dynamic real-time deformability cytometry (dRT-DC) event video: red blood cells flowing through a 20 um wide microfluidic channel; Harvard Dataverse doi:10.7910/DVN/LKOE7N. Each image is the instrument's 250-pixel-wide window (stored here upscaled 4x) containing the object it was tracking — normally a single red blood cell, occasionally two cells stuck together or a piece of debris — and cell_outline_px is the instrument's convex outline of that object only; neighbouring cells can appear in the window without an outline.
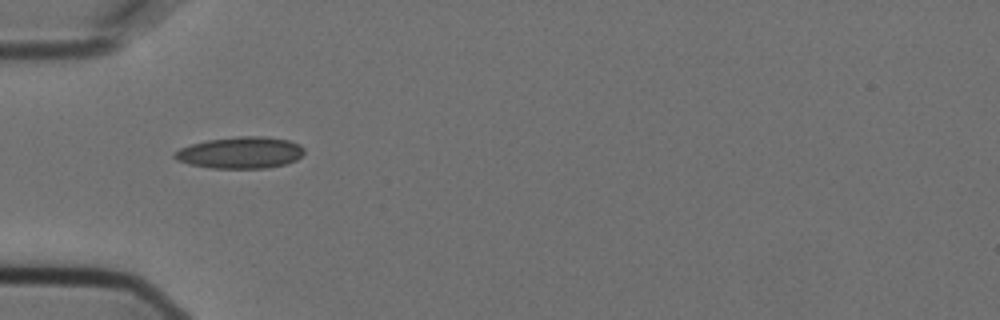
{"species": "Egyptian fruit bat (a non-hibernating species)", "species_latin": "Rousettus aegyptiacus", "temperature_condition": "cold", "stored_images_in_passage": 39, "camera_frame_rate_fps": 3000, "um_per_image_px": 0.085, "animal": {"sex": "female"}, "frame": {"image": 1, "passage_image": 1, "time_ms": 0.0, "image_size_px": [1000, 320], "cell_outline_px": [[304, 152], [296, 160], [284, 164], [264, 168], [212, 168], [188, 164], [176, 160], [172, 156], [180, 148], [192, 144], [208, 140], [240, 136], [260, 136], [288, 140], [300, 144], [304, 148]], "centroid_in_image_um": [20.43, 12.98], "position_along_channel_um": 64.6, "area_um2": 23.7}}
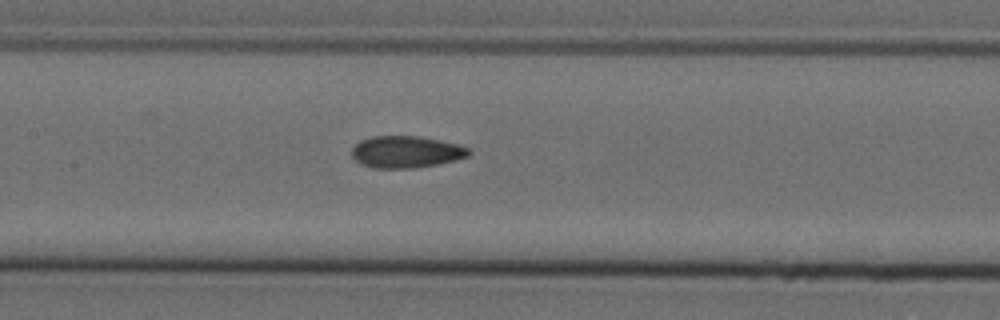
{"frame": {"image": 2, "passage_image": 10, "time_ms": 3.0, "image_size_px": [1000, 320], "cell_outline_px": [[472, 152], [468, 156], [456, 160], [436, 164], [412, 168], [372, 168], [356, 160], [352, 156], [352, 148], [360, 140], [372, 136], [420, 136], [440, 140], [456, 144], [468, 148]], "centroid_in_image_um": [34.52, 12.9], "position_along_channel_um": 172.9, "area_um2": 21.62}}
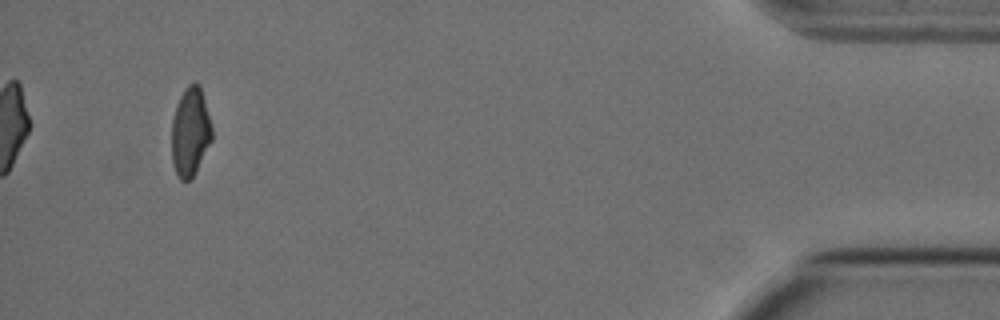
{"frame": {"image": 3, "passage_image": 36, "time_ms": 11.667, "image_size_px": [1000, 320], "cell_outline_px": [[212, 140], [196, 172], [188, 180], [180, 180], [176, 172], [172, 160], [172, 120], [176, 104], [184, 88], [188, 84], [200, 84], [212, 128]], "centroid_in_image_um": [16.17, 11.2], "position_along_channel_um": 419.0, "area_um2": 20.75}, "authors_computed_cell_mechanics": {"area_um2": 21.6172, "velocity_mm_per_s": 3.6393, "shape_relaxation_time_tau1_ms": null, "shape_relaxation_time_tau2_ms": 2.896, "deformation_change_tau1": null, "deformation_change_tau2": 0.0946}}